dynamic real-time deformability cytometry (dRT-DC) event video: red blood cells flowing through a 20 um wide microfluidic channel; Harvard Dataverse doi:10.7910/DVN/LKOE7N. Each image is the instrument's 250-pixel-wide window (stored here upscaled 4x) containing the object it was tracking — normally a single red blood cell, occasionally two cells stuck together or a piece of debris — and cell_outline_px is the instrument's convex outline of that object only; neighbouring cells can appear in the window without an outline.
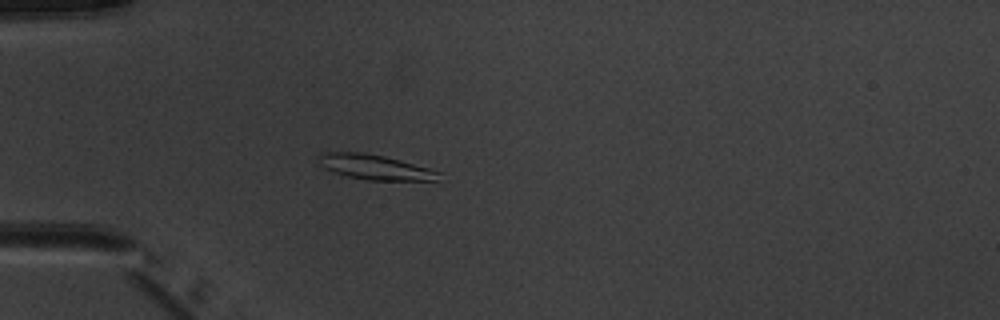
{"species": "common noctule bat (a hibernating species)", "species_latin": "Nyctalus noctula", "temperature_condition": "warm", "stored_images_in_passage": 4, "camera_frame_rate_fps": 3000, "um_per_image_px": 0.085, "animal": {"sex": "male", "body_mass_g": 20.1, "forearm_length_mm": 53.5}, "frame": {"image": 1, "passage_image": 4, "time_ms": 3.667, "image_size_px": [1000, 320], "cell_outline_px": [[440, 172], [436, 180], [368, 180], [348, 176], [336, 172], [320, 164], [320, 156], [324, 152], [364, 152], [384, 156], [400, 160], [428, 168]], "centroid_in_image_um": [31.89, 14.2], "position_along_channel_um": 53.1, "area_um2": 16.94}}